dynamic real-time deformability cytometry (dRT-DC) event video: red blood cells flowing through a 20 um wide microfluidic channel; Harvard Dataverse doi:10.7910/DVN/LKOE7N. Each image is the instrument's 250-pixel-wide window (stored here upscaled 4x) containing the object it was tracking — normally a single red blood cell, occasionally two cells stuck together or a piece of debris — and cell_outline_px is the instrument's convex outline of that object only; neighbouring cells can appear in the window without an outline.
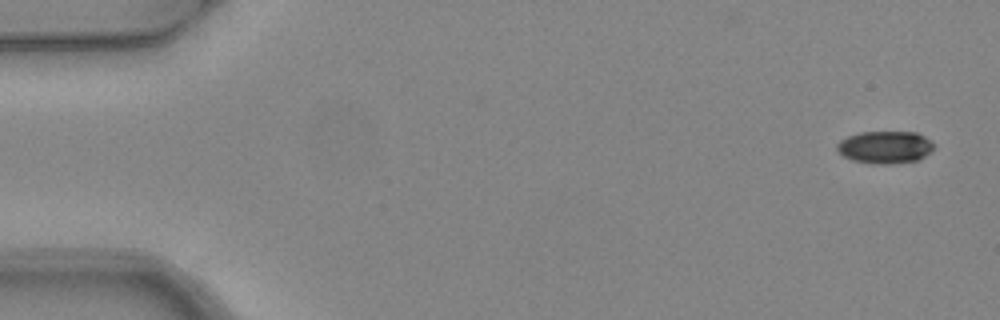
{"species": "common noctule bat (a hibernating species)", "species_latin": "Nyctalus noctula", "temperature_condition": "warm", "stored_images_in_passage": 5, "camera_frame_rate_fps": 3000, "um_per_image_px": 0.085, "animal": {"sex": "female", "body_mass_g": 24.6, "forearm_length_mm": 56.2}, "frame": {"image": 1, "passage_image": 1, "time_ms": 0.0, "image_size_px": [1000, 320], "cell_outline_px": [[936, 148], [920, 160], [888, 164], [884, 164], [852, 160], [844, 156], [836, 148], [836, 144], [840, 140], [848, 136], [860, 132], [916, 132], [932, 140], [936, 144]], "centroid_in_image_um": [75.3, 12.5], "position_along_channel_um": 9.7, "area_um2": 18.44}}
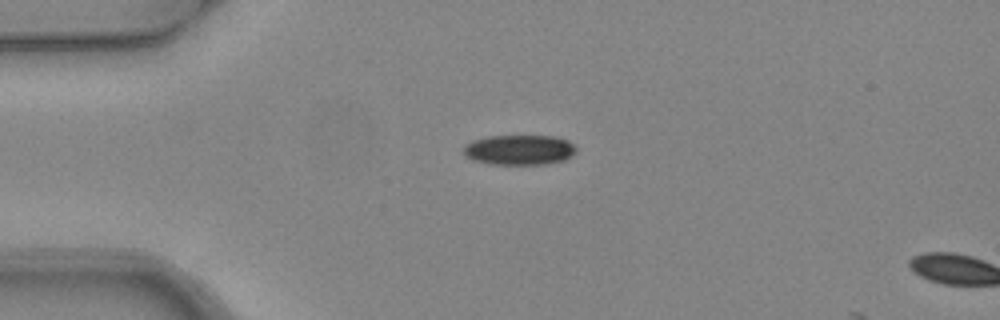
{"frame": {"image": 2, "passage_image": 4, "time_ms": 1.0, "image_size_px": [1000, 320], "cell_outline_px": [[576, 152], [572, 156], [564, 160], [548, 164], [488, 164], [472, 160], [464, 156], [464, 144], [472, 140], [488, 136], [556, 136], [568, 140], [576, 148]], "centroid_in_image_um": [44.13, 12.74], "position_along_channel_um": 40.9, "area_um2": 20.0}}